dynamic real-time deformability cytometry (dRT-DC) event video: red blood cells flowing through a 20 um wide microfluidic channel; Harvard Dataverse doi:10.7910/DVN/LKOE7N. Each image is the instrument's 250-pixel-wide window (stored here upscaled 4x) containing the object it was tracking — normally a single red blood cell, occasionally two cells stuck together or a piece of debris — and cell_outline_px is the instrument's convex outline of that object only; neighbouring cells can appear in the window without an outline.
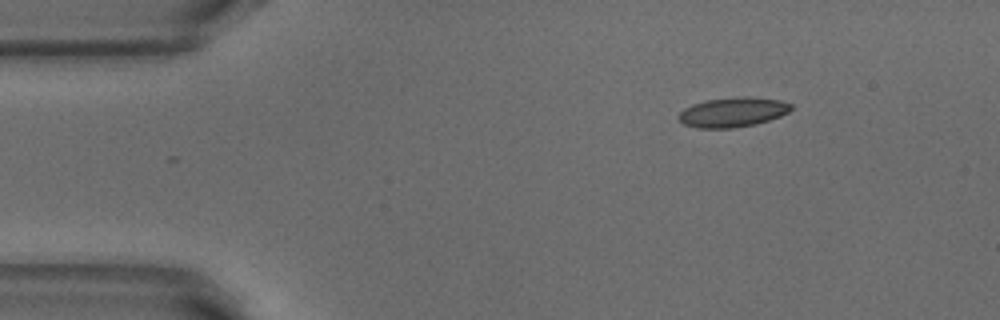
{"species": "common noctule bat (a hibernating species)", "species_latin": "Nyctalus noctula", "temperature_condition": "warm", "stored_images_in_passage": 46, "camera_frame_rate_fps": 3000, "um_per_image_px": 0.085, "animal": {"sex": "male", "body_mass_g": 18.8}, "frame": {"image": 1, "passage_image": 1, "time_ms": 0.0, "image_size_px": [1000, 320], "cell_outline_px": [[792, 108], [788, 112], [780, 116], [756, 124], [732, 128], [696, 128], [684, 124], [676, 116], [684, 108], [692, 104], [708, 100], [744, 96], [748, 96], [780, 100], [792, 104]], "centroid_in_image_um": [62.27, 9.54], "position_along_channel_um": 22.7, "area_um2": 19.42}}
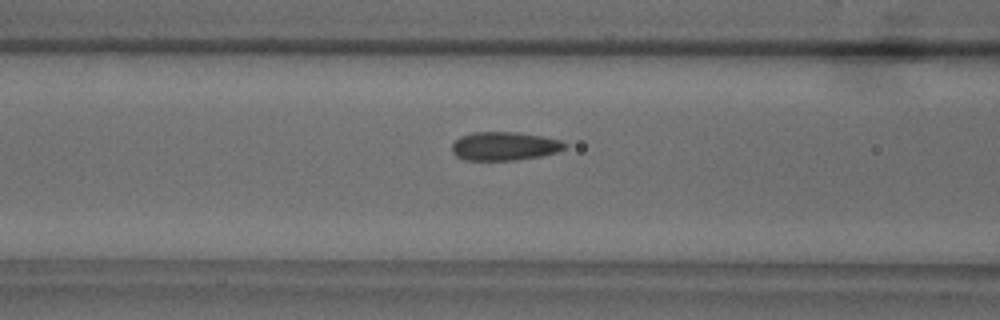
{"frame": {"image": 2, "passage_image": 14, "time_ms": 4.333, "image_size_px": [1000, 320], "cell_outline_px": [[568, 144], [564, 148], [556, 152], [540, 156], [516, 160], [464, 160], [456, 156], [452, 152], [452, 144], [460, 136], [472, 132], [520, 132], [560, 140]], "centroid_in_image_um": [42.85, 12.42], "position_along_channel_um": 123.8, "area_um2": 18.79}}
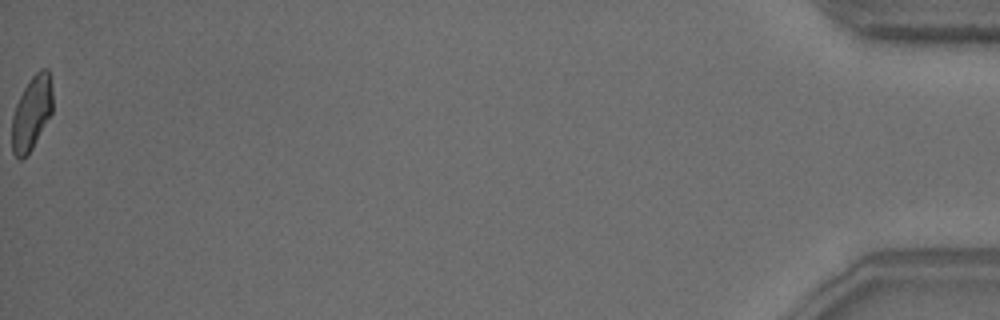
{"frame": {"image": 3, "passage_image": 46, "time_ms": 15.0, "image_size_px": [1000, 320], "cell_outline_px": [[52, 112], [32, 148], [20, 160], [12, 152], [12, 116], [16, 104], [24, 88], [32, 76], [40, 68], [48, 68], [52, 92]], "centroid_in_image_um": [2.68, 9.58], "position_along_channel_um": 432.5, "area_um2": 17.28}, "authors_computed_cell_mechanics": {"area_um2": 18.785, "velocity_mm_per_s": 3.8683, "shape_relaxation_time_tau1_ms": 3.487, "shape_relaxation_time_tau2_ms": 0.9675, "deformation_change_tau1": 0.1372, "deformation_change_tau2": 0.0839}}